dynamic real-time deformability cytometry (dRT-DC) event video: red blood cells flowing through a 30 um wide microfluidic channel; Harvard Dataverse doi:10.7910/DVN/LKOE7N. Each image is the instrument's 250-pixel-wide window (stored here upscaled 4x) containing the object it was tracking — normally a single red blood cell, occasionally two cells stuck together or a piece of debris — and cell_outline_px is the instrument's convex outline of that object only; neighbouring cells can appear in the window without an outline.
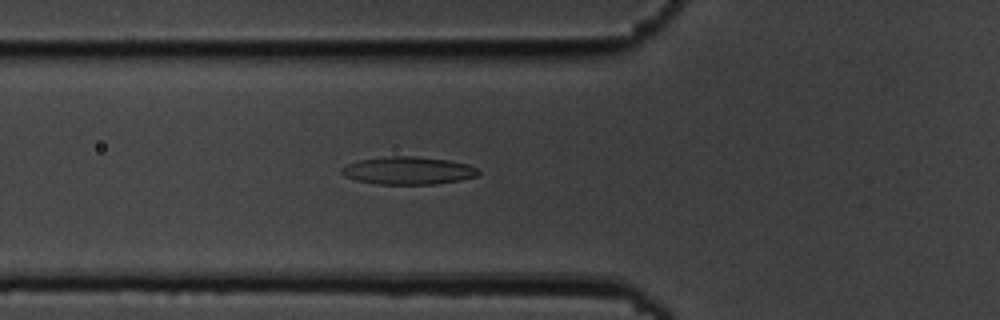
{"species": "common noctule bat (a hibernating species)", "species_latin": "Nyctalus noctula", "temperature_condition": "cold", "stored_images_in_passage": 6, "camera_frame_rate_fps": 3000, "um_per_image_px": 0.085, "animal": {"sex": "male", "body_mass_g": 19.5, "forearm_length_mm": 54.6}, "frame": {"image": 1, "passage_image": 6, "time_ms": 5.667, "image_size_px": [1000, 320], "cell_outline_px": [[480, 172], [476, 176], [460, 180], [436, 184], [376, 184], [356, 180], [344, 176], [340, 172], [340, 168], [348, 164], [360, 160], [388, 156], [416, 156], [448, 160], [468, 164], [476, 168]], "centroid_in_image_um": [34.68, 14.5], "position_along_channel_um": 91.1, "area_um2": 22.08}}